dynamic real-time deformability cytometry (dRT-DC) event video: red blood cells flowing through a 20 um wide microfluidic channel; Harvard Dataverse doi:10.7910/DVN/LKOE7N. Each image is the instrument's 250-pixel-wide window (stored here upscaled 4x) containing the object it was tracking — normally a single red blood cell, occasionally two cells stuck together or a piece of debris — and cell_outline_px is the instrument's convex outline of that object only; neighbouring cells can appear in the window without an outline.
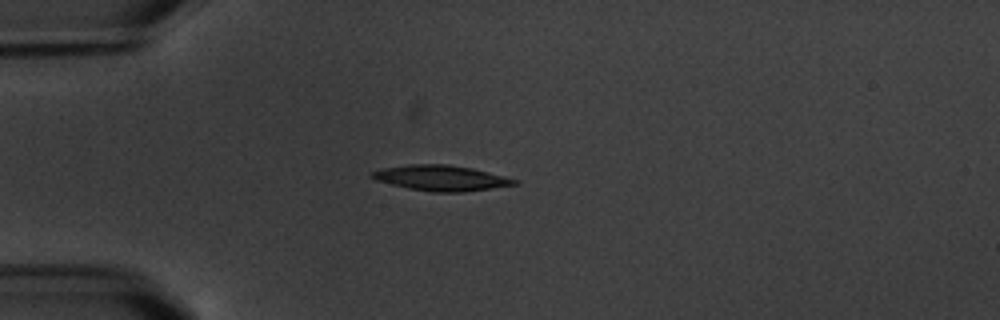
{"species": "common noctule bat (a hibernating species)", "species_latin": "Nyctalus noctula", "temperature_condition": "warm", "stored_images_in_passage": 8, "camera_frame_rate_fps": 3000, "um_per_image_px": 0.085, "animal": {"sex": "male", "body_mass_g": 20.1, "forearm_length_mm": 53.5}, "frame": {"image": 1, "passage_image": 4, "time_ms": 4.333, "image_size_px": [1000, 320], "cell_outline_px": [[520, 184], [464, 192], [432, 192], [408, 188], [376, 180], [368, 176], [368, 172], [384, 168], [408, 164], [448, 164], [472, 168], [520, 180]], "centroid_in_image_um": [37.49, 15.13], "position_along_channel_um": 47.5, "area_um2": 21.27}}
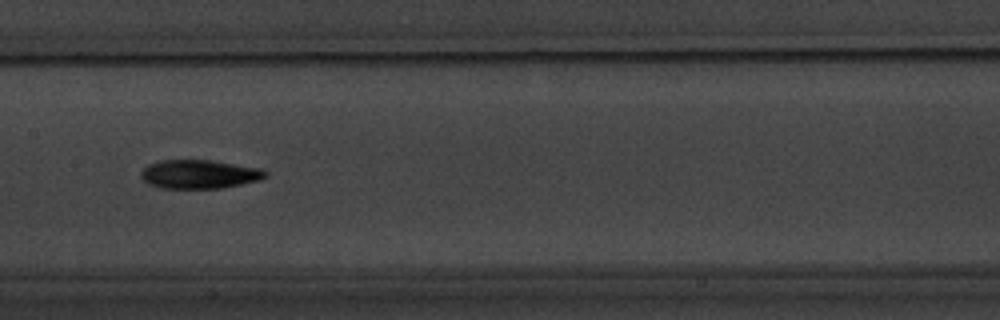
{"frame": {"image": 2, "passage_image": 8, "time_ms": 9.0, "image_size_px": [1000, 320], "cell_outline_px": [[268, 176], [260, 180], [220, 188], [160, 188], [148, 184], [140, 176], [140, 172], [148, 164], [160, 160], [212, 160], [260, 168], [268, 172]], "centroid_in_image_um": [16.93, 14.8], "position_along_channel_um": 190.5, "area_um2": 20.92}}